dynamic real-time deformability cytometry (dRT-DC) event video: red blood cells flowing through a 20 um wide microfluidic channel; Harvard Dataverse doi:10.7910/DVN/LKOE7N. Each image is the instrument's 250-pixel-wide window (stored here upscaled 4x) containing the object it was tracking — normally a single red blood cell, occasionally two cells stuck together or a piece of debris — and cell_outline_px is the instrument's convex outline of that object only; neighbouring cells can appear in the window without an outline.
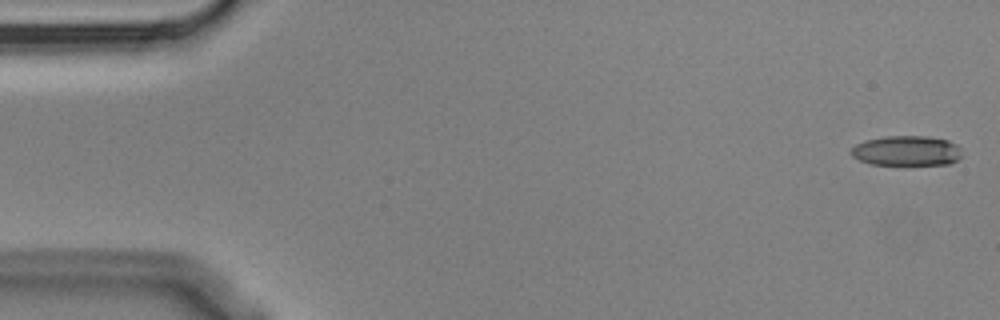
{"species": "Egyptian fruit bat (a non-hibernating species)", "species_latin": "Rousettus aegyptiacus", "temperature_condition": "cold", "stored_images_in_passage": 8, "camera_frame_rate_fps": 3000, "um_per_image_px": 0.085, "animal": {"sex": "male"}, "frame": {"image": 1, "passage_image": 1, "time_ms": 0.0, "image_size_px": [1000, 320], "cell_outline_px": [[960, 156], [956, 160], [948, 164], [868, 164], [852, 156], [848, 152], [856, 144], [864, 140], [884, 136], [928, 136], [948, 140], [956, 144], [960, 148]], "centroid_in_image_um": [77.02, 12.8], "position_along_channel_um": 8.0, "area_um2": 19.36}}
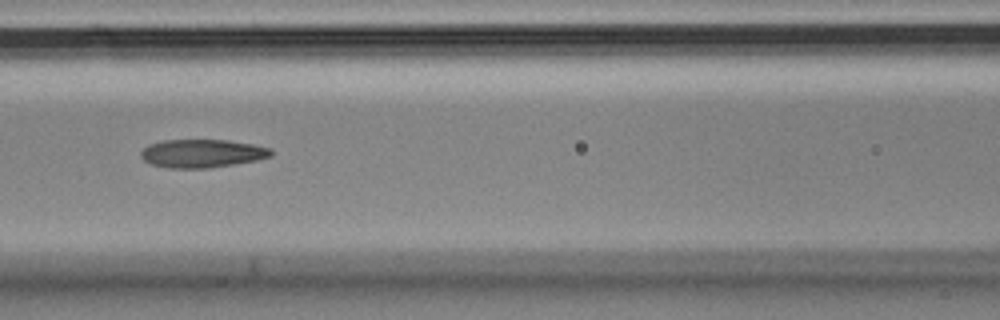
{"frame": {"image": 2, "passage_image": 7, "time_ms": 2.0, "image_size_px": [1000, 320], "cell_outline_px": [[272, 156], [256, 160], [208, 168], [168, 168], [148, 164], [140, 156], [140, 152], [148, 144], [164, 140], [228, 140], [252, 144], [272, 148]], "centroid_in_image_um": [17.14, 13.04], "position_along_channel_um": 149.5, "area_um2": 21.5}}
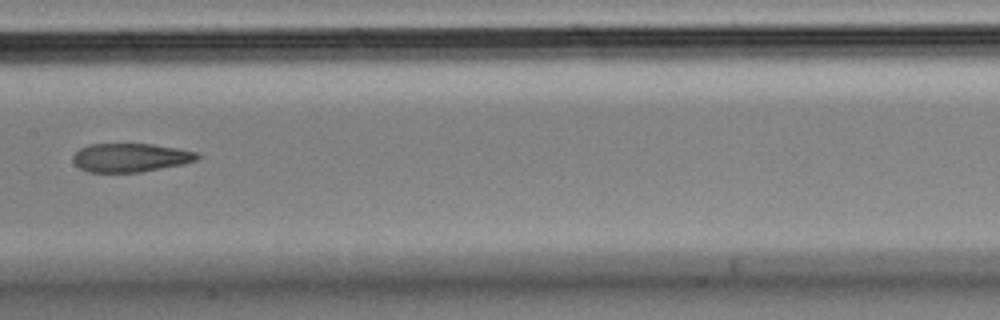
{"frame": {"image": 3, "passage_image": 8, "time_ms": 2.333, "image_size_px": [1000, 320], "cell_outline_px": [[200, 156], [196, 160], [184, 164], [140, 172], [88, 172], [80, 168], [72, 160], [72, 156], [80, 148], [88, 144], [152, 144], [200, 152]], "centroid_in_image_um": [11.1, 13.39], "position_along_channel_um": 196.3, "area_um2": 20.81}}